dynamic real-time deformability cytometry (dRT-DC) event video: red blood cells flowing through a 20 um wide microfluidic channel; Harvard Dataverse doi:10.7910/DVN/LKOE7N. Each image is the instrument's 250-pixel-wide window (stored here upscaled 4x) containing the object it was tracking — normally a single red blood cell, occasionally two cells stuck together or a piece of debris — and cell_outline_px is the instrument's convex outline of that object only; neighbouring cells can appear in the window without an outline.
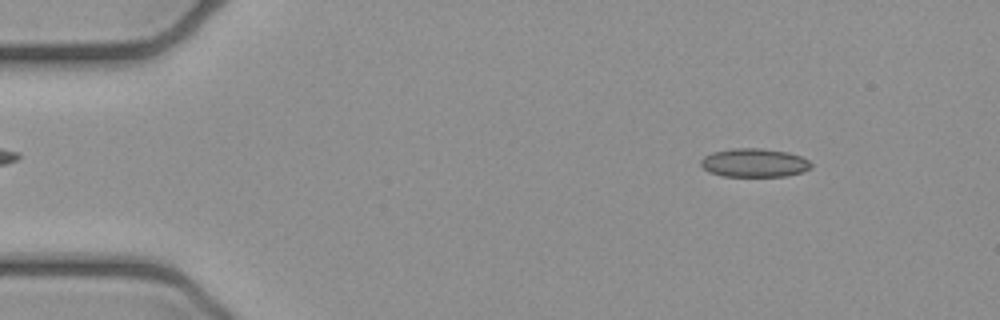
{"species": "common noctule bat (a hibernating species)", "species_latin": "Nyctalus noctula", "temperature_condition": "cold", "stored_images_in_passage": 3, "camera_frame_rate_fps": 3000, "um_per_image_px": 0.085, "animal": {"sex": "female", "body_mass_g": 21.9}, "frame": {"image": 1, "passage_image": 1, "time_ms": 0.0, "image_size_px": [1000, 320], "cell_outline_px": [[812, 168], [804, 172], [788, 176], [724, 176], [708, 172], [700, 164], [700, 160], [704, 156], [712, 152], [732, 148], [764, 148], [788, 152], [800, 156], [808, 160], [812, 164]], "centroid_in_image_um": [64.13, 13.83], "position_along_channel_um": 20.9, "area_um2": 18.61}}